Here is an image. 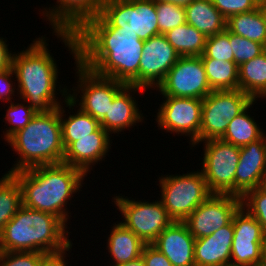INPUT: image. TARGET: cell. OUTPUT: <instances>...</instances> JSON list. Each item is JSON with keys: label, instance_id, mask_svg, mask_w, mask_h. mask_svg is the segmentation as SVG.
Instances as JSON below:
<instances>
[{"label": "cell", "instance_id": "obj_17", "mask_svg": "<svg viewBox=\"0 0 266 266\" xmlns=\"http://www.w3.org/2000/svg\"><path fill=\"white\" fill-rule=\"evenodd\" d=\"M101 4L102 0H57L56 6L45 7L40 14L49 21L51 31L75 33L88 19L100 14Z\"/></svg>", "mask_w": 266, "mask_h": 266}, {"label": "cell", "instance_id": "obj_3", "mask_svg": "<svg viewBox=\"0 0 266 266\" xmlns=\"http://www.w3.org/2000/svg\"><path fill=\"white\" fill-rule=\"evenodd\" d=\"M46 41L47 38L42 35L34 39L25 50L14 52L12 58L18 83L17 97L24 100L35 112H49L61 104L64 105L58 100L57 91H60L63 99L68 97L67 86L64 85L63 88L57 85L58 65Z\"/></svg>", "mask_w": 266, "mask_h": 266}, {"label": "cell", "instance_id": "obj_23", "mask_svg": "<svg viewBox=\"0 0 266 266\" xmlns=\"http://www.w3.org/2000/svg\"><path fill=\"white\" fill-rule=\"evenodd\" d=\"M107 239L106 250L110 253L113 265L134 261L141 257L145 243L130 229L117 221L112 224Z\"/></svg>", "mask_w": 266, "mask_h": 266}, {"label": "cell", "instance_id": "obj_26", "mask_svg": "<svg viewBox=\"0 0 266 266\" xmlns=\"http://www.w3.org/2000/svg\"><path fill=\"white\" fill-rule=\"evenodd\" d=\"M256 101L258 100H253L240 114L229 122L224 135L220 138L221 140L242 147L260 139L265 134L263 128L254 120V116L249 114V110L257 103Z\"/></svg>", "mask_w": 266, "mask_h": 266}, {"label": "cell", "instance_id": "obj_33", "mask_svg": "<svg viewBox=\"0 0 266 266\" xmlns=\"http://www.w3.org/2000/svg\"><path fill=\"white\" fill-rule=\"evenodd\" d=\"M159 34L186 23L185 7L168 2H155Z\"/></svg>", "mask_w": 266, "mask_h": 266}, {"label": "cell", "instance_id": "obj_34", "mask_svg": "<svg viewBox=\"0 0 266 266\" xmlns=\"http://www.w3.org/2000/svg\"><path fill=\"white\" fill-rule=\"evenodd\" d=\"M200 57L234 62L229 31L225 29L221 33L207 37L204 53Z\"/></svg>", "mask_w": 266, "mask_h": 266}, {"label": "cell", "instance_id": "obj_48", "mask_svg": "<svg viewBox=\"0 0 266 266\" xmlns=\"http://www.w3.org/2000/svg\"><path fill=\"white\" fill-rule=\"evenodd\" d=\"M221 266H247V265H243V264H238V263H234V262H227Z\"/></svg>", "mask_w": 266, "mask_h": 266}, {"label": "cell", "instance_id": "obj_4", "mask_svg": "<svg viewBox=\"0 0 266 266\" xmlns=\"http://www.w3.org/2000/svg\"><path fill=\"white\" fill-rule=\"evenodd\" d=\"M66 229L57 216L21 205L0 234V251L62 253L73 245Z\"/></svg>", "mask_w": 266, "mask_h": 266}, {"label": "cell", "instance_id": "obj_28", "mask_svg": "<svg viewBox=\"0 0 266 266\" xmlns=\"http://www.w3.org/2000/svg\"><path fill=\"white\" fill-rule=\"evenodd\" d=\"M63 107L65 106H59V117L64 149H66L72 142H75L76 138L91 136V133L95 132L101 126L98 120L80 108L75 112L76 114L74 113L71 115V111L68 112L69 116L65 118L66 111Z\"/></svg>", "mask_w": 266, "mask_h": 266}, {"label": "cell", "instance_id": "obj_15", "mask_svg": "<svg viewBox=\"0 0 266 266\" xmlns=\"http://www.w3.org/2000/svg\"><path fill=\"white\" fill-rule=\"evenodd\" d=\"M180 57L164 34L144 41L139 64V87L155 90Z\"/></svg>", "mask_w": 266, "mask_h": 266}, {"label": "cell", "instance_id": "obj_16", "mask_svg": "<svg viewBox=\"0 0 266 266\" xmlns=\"http://www.w3.org/2000/svg\"><path fill=\"white\" fill-rule=\"evenodd\" d=\"M234 226L231 247V262L247 266H260L264 231L256 220L242 206L232 217Z\"/></svg>", "mask_w": 266, "mask_h": 266}, {"label": "cell", "instance_id": "obj_19", "mask_svg": "<svg viewBox=\"0 0 266 266\" xmlns=\"http://www.w3.org/2000/svg\"><path fill=\"white\" fill-rule=\"evenodd\" d=\"M266 169V134L240 147L235 173V195L242 197L248 190L261 185Z\"/></svg>", "mask_w": 266, "mask_h": 266}, {"label": "cell", "instance_id": "obj_12", "mask_svg": "<svg viewBox=\"0 0 266 266\" xmlns=\"http://www.w3.org/2000/svg\"><path fill=\"white\" fill-rule=\"evenodd\" d=\"M165 100L159 104L157 127L180 136L189 137L190 147L200 142L202 99L162 95ZM185 134V135H184ZM192 145V146H191Z\"/></svg>", "mask_w": 266, "mask_h": 266}, {"label": "cell", "instance_id": "obj_1", "mask_svg": "<svg viewBox=\"0 0 266 266\" xmlns=\"http://www.w3.org/2000/svg\"><path fill=\"white\" fill-rule=\"evenodd\" d=\"M77 61L95 74L139 87L144 41L136 33L116 31L100 14L76 32Z\"/></svg>", "mask_w": 266, "mask_h": 266}, {"label": "cell", "instance_id": "obj_42", "mask_svg": "<svg viewBox=\"0 0 266 266\" xmlns=\"http://www.w3.org/2000/svg\"><path fill=\"white\" fill-rule=\"evenodd\" d=\"M71 248L72 246L62 253L48 255L40 266H68V259L66 260L65 258L67 257V251L71 252Z\"/></svg>", "mask_w": 266, "mask_h": 266}, {"label": "cell", "instance_id": "obj_24", "mask_svg": "<svg viewBox=\"0 0 266 266\" xmlns=\"http://www.w3.org/2000/svg\"><path fill=\"white\" fill-rule=\"evenodd\" d=\"M186 23L195 27L206 37L226 29L227 19L213 5L212 0H193L185 6Z\"/></svg>", "mask_w": 266, "mask_h": 266}, {"label": "cell", "instance_id": "obj_18", "mask_svg": "<svg viewBox=\"0 0 266 266\" xmlns=\"http://www.w3.org/2000/svg\"><path fill=\"white\" fill-rule=\"evenodd\" d=\"M110 134L101 126L91 136L76 138L66 149L62 162L82 170L87 176L111 149ZM103 159V160H102Z\"/></svg>", "mask_w": 266, "mask_h": 266}, {"label": "cell", "instance_id": "obj_46", "mask_svg": "<svg viewBox=\"0 0 266 266\" xmlns=\"http://www.w3.org/2000/svg\"><path fill=\"white\" fill-rule=\"evenodd\" d=\"M260 188H262L264 191H266V169L264 171V175H263V179H262Z\"/></svg>", "mask_w": 266, "mask_h": 266}, {"label": "cell", "instance_id": "obj_36", "mask_svg": "<svg viewBox=\"0 0 266 266\" xmlns=\"http://www.w3.org/2000/svg\"><path fill=\"white\" fill-rule=\"evenodd\" d=\"M241 206L256 218L266 233V191L260 187L248 190L241 197Z\"/></svg>", "mask_w": 266, "mask_h": 266}, {"label": "cell", "instance_id": "obj_14", "mask_svg": "<svg viewBox=\"0 0 266 266\" xmlns=\"http://www.w3.org/2000/svg\"><path fill=\"white\" fill-rule=\"evenodd\" d=\"M240 206V196L212 193L183 222L195 239L206 237L228 225Z\"/></svg>", "mask_w": 266, "mask_h": 266}, {"label": "cell", "instance_id": "obj_2", "mask_svg": "<svg viewBox=\"0 0 266 266\" xmlns=\"http://www.w3.org/2000/svg\"><path fill=\"white\" fill-rule=\"evenodd\" d=\"M11 174L21 186L22 205L53 214L68 226L71 213L66 207L73 194H79L84 185L87 175L82 170L62 162Z\"/></svg>", "mask_w": 266, "mask_h": 266}, {"label": "cell", "instance_id": "obj_25", "mask_svg": "<svg viewBox=\"0 0 266 266\" xmlns=\"http://www.w3.org/2000/svg\"><path fill=\"white\" fill-rule=\"evenodd\" d=\"M238 89L253 100H266V50L239 66Z\"/></svg>", "mask_w": 266, "mask_h": 266}, {"label": "cell", "instance_id": "obj_29", "mask_svg": "<svg viewBox=\"0 0 266 266\" xmlns=\"http://www.w3.org/2000/svg\"><path fill=\"white\" fill-rule=\"evenodd\" d=\"M164 35L181 57L201 56L204 53L207 37L188 23L177 26Z\"/></svg>", "mask_w": 266, "mask_h": 266}, {"label": "cell", "instance_id": "obj_31", "mask_svg": "<svg viewBox=\"0 0 266 266\" xmlns=\"http://www.w3.org/2000/svg\"><path fill=\"white\" fill-rule=\"evenodd\" d=\"M21 205V186L12 174L5 173L0 178V234Z\"/></svg>", "mask_w": 266, "mask_h": 266}, {"label": "cell", "instance_id": "obj_10", "mask_svg": "<svg viewBox=\"0 0 266 266\" xmlns=\"http://www.w3.org/2000/svg\"><path fill=\"white\" fill-rule=\"evenodd\" d=\"M253 99L240 89L212 91L202 99L200 142L220 139L228 125Z\"/></svg>", "mask_w": 266, "mask_h": 266}, {"label": "cell", "instance_id": "obj_40", "mask_svg": "<svg viewBox=\"0 0 266 266\" xmlns=\"http://www.w3.org/2000/svg\"><path fill=\"white\" fill-rule=\"evenodd\" d=\"M141 257L146 266H172L168 258L153 244H145Z\"/></svg>", "mask_w": 266, "mask_h": 266}, {"label": "cell", "instance_id": "obj_27", "mask_svg": "<svg viewBox=\"0 0 266 266\" xmlns=\"http://www.w3.org/2000/svg\"><path fill=\"white\" fill-rule=\"evenodd\" d=\"M226 29L266 47V19L260 5L252 11L230 16L226 22Z\"/></svg>", "mask_w": 266, "mask_h": 266}, {"label": "cell", "instance_id": "obj_20", "mask_svg": "<svg viewBox=\"0 0 266 266\" xmlns=\"http://www.w3.org/2000/svg\"><path fill=\"white\" fill-rule=\"evenodd\" d=\"M143 91L147 90L138 86L126 85L114 97L108 108V113L100 121L101 127L112 136L113 133L119 135L125 129L130 130L131 127L137 126V123L143 122L145 118L141 113L142 110L139 111L138 102L134 98L136 92L138 94Z\"/></svg>", "mask_w": 266, "mask_h": 266}, {"label": "cell", "instance_id": "obj_38", "mask_svg": "<svg viewBox=\"0 0 266 266\" xmlns=\"http://www.w3.org/2000/svg\"><path fill=\"white\" fill-rule=\"evenodd\" d=\"M260 2L261 0H212L213 5L226 19L235 14L252 11Z\"/></svg>", "mask_w": 266, "mask_h": 266}, {"label": "cell", "instance_id": "obj_22", "mask_svg": "<svg viewBox=\"0 0 266 266\" xmlns=\"http://www.w3.org/2000/svg\"><path fill=\"white\" fill-rule=\"evenodd\" d=\"M233 234L231 221L213 234L195 239V266H221L230 262Z\"/></svg>", "mask_w": 266, "mask_h": 266}, {"label": "cell", "instance_id": "obj_21", "mask_svg": "<svg viewBox=\"0 0 266 266\" xmlns=\"http://www.w3.org/2000/svg\"><path fill=\"white\" fill-rule=\"evenodd\" d=\"M152 244L172 266H195V238L183 221H173Z\"/></svg>", "mask_w": 266, "mask_h": 266}, {"label": "cell", "instance_id": "obj_45", "mask_svg": "<svg viewBox=\"0 0 266 266\" xmlns=\"http://www.w3.org/2000/svg\"><path fill=\"white\" fill-rule=\"evenodd\" d=\"M155 2H168V3H173L181 6H186L189 5L193 0H153Z\"/></svg>", "mask_w": 266, "mask_h": 266}, {"label": "cell", "instance_id": "obj_37", "mask_svg": "<svg viewBox=\"0 0 266 266\" xmlns=\"http://www.w3.org/2000/svg\"><path fill=\"white\" fill-rule=\"evenodd\" d=\"M48 256L46 253L22 251V252H1L0 266H40Z\"/></svg>", "mask_w": 266, "mask_h": 266}, {"label": "cell", "instance_id": "obj_8", "mask_svg": "<svg viewBox=\"0 0 266 266\" xmlns=\"http://www.w3.org/2000/svg\"><path fill=\"white\" fill-rule=\"evenodd\" d=\"M100 15L116 31H129L146 41L159 35L153 0H102Z\"/></svg>", "mask_w": 266, "mask_h": 266}, {"label": "cell", "instance_id": "obj_11", "mask_svg": "<svg viewBox=\"0 0 266 266\" xmlns=\"http://www.w3.org/2000/svg\"><path fill=\"white\" fill-rule=\"evenodd\" d=\"M201 172L212 193L235 195V173L240 147L221 139L203 141Z\"/></svg>", "mask_w": 266, "mask_h": 266}, {"label": "cell", "instance_id": "obj_35", "mask_svg": "<svg viewBox=\"0 0 266 266\" xmlns=\"http://www.w3.org/2000/svg\"><path fill=\"white\" fill-rule=\"evenodd\" d=\"M229 42L232 44L234 62L240 66L244 62L262 54L266 47L256 41L249 40L242 36L235 35L229 31Z\"/></svg>", "mask_w": 266, "mask_h": 266}, {"label": "cell", "instance_id": "obj_6", "mask_svg": "<svg viewBox=\"0 0 266 266\" xmlns=\"http://www.w3.org/2000/svg\"><path fill=\"white\" fill-rule=\"evenodd\" d=\"M57 39L59 38L68 48L69 53L74 57L76 64L75 76L77 81L73 86L72 91L68 90V97L64 99L66 107L70 110L80 108L84 112L94 117L99 122L108 113V108L111 105L114 97L127 85L121 81L99 76L93 71L85 68L77 61V40L74 32L71 31H53ZM81 91V92H80ZM72 92V94H71ZM80 94V95H78ZM80 98V101L77 97ZM79 102V103H78ZM78 103V104H77Z\"/></svg>", "mask_w": 266, "mask_h": 266}, {"label": "cell", "instance_id": "obj_41", "mask_svg": "<svg viewBox=\"0 0 266 266\" xmlns=\"http://www.w3.org/2000/svg\"><path fill=\"white\" fill-rule=\"evenodd\" d=\"M7 40L0 37V72L12 67V51H9Z\"/></svg>", "mask_w": 266, "mask_h": 266}, {"label": "cell", "instance_id": "obj_44", "mask_svg": "<svg viewBox=\"0 0 266 266\" xmlns=\"http://www.w3.org/2000/svg\"><path fill=\"white\" fill-rule=\"evenodd\" d=\"M260 266H266V233L264 234L262 241Z\"/></svg>", "mask_w": 266, "mask_h": 266}, {"label": "cell", "instance_id": "obj_47", "mask_svg": "<svg viewBox=\"0 0 266 266\" xmlns=\"http://www.w3.org/2000/svg\"><path fill=\"white\" fill-rule=\"evenodd\" d=\"M260 6H261V8L263 10V13H264V16H265V19H266V0H261Z\"/></svg>", "mask_w": 266, "mask_h": 266}, {"label": "cell", "instance_id": "obj_43", "mask_svg": "<svg viewBox=\"0 0 266 266\" xmlns=\"http://www.w3.org/2000/svg\"><path fill=\"white\" fill-rule=\"evenodd\" d=\"M110 266H146V265H145L143 258L140 257L134 261H130V262H126V263H120L117 265L110 264Z\"/></svg>", "mask_w": 266, "mask_h": 266}, {"label": "cell", "instance_id": "obj_30", "mask_svg": "<svg viewBox=\"0 0 266 266\" xmlns=\"http://www.w3.org/2000/svg\"><path fill=\"white\" fill-rule=\"evenodd\" d=\"M212 91L237 90L239 66L235 62L201 58Z\"/></svg>", "mask_w": 266, "mask_h": 266}, {"label": "cell", "instance_id": "obj_9", "mask_svg": "<svg viewBox=\"0 0 266 266\" xmlns=\"http://www.w3.org/2000/svg\"><path fill=\"white\" fill-rule=\"evenodd\" d=\"M121 195V196H120ZM112 197L122 215V223L137 235L145 244H152L157 237L174 221L161 201H141L122 194ZM125 197V198H124Z\"/></svg>", "mask_w": 266, "mask_h": 266}, {"label": "cell", "instance_id": "obj_7", "mask_svg": "<svg viewBox=\"0 0 266 266\" xmlns=\"http://www.w3.org/2000/svg\"><path fill=\"white\" fill-rule=\"evenodd\" d=\"M158 180L159 199L174 221H184L212 194L200 169L182 175H161Z\"/></svg>", "mask_w": 266, "mask_h": 266}, {"label": "cell", "instance_id": "obj_5", "mask_svg": "<svg viewBox=\"0 0 266 266\" xmlns=\"http://www.w3.org/2000/svg\"><path fill=\"white\" fill-rule=\"evenodd\" d=\"M19 156L6 173L36 166L62 163L65 149L62 143L59 107L49 112H37L28 125L7 141Z\"/></svg>", "mask_w": 266, "mask_h": 266}, {"label": "cell", "instance_id": "obj_32", "mask_svg": "<svg viewBox=\"0 0 266 266\" xmlns=\"http://www.w3.org/2000/svg\"><path fill=\"white\" fill-rule=\"evenodd\" d=\"M23 103L9 102L10 105L7 106L6 115L4 117L5 124L9 127L6 128V131H3L4 140L7 141L12 135H14L17 131L23 129L28 125L32 117L37 113L35 112L27 103L24 104L25 101L22 100Z\"/></svg>", "mask_w": 266, "mask_h": 266}, {"label": "cell", "instance_id": "obj_13", "mask_svg": "<svg viewBox=\"0 0 266 266\" xmlns=\"http://www.w3.org/2000/svg\"><path fill=\"white\" fill-rule=\"evenodd\" d=\"M156 91L160 92V95L205 98L212 90L201 57H180Z\"/></svg>", "mask_w": 266, "mask_h": 266}, {"label": "cell", "instance_id": "obj_39", "mask_svg": "<svg viewBox=\"0 0 266 266\" xmlns=\"http://www.w3.org/2000/svg\"><path fill=\"white\" fill-rule=\"evenodd\" d=\"M13 77H16L13 67L0 72V101L2 102L6 101V103H9L13 100V96H15V89H17L16 82L12 80L16 78Z\"/></svg>", "mask_w": 266, "mask_h": 266}]
</instances>
